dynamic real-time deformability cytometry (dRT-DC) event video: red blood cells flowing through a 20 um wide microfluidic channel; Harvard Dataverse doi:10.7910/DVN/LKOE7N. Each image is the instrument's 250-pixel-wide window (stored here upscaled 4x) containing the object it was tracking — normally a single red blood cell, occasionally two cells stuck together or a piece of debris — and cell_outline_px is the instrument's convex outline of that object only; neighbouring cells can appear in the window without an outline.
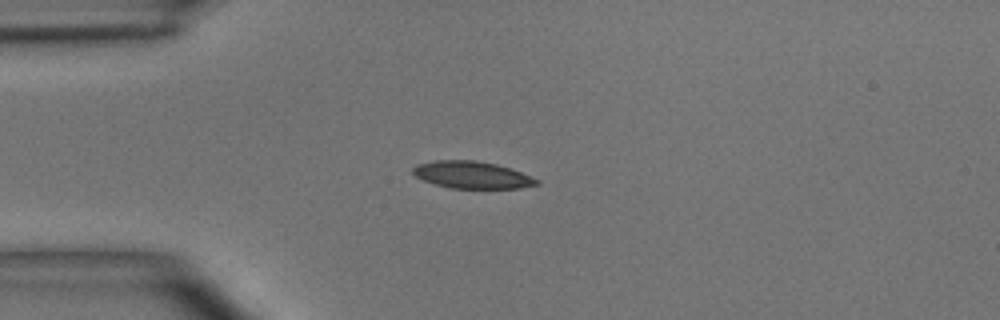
{"species": "common noctule bat (a hibernating species)", "species_latin": "Nyctalus noctula", "temperature_condition": "room temperature", "stored_images_in_passage": 2, "camera_frame_rate_fps": 3000, "um_per_image_px": 0.085, "animal": {"sex": "male", "body_mass_g": 15.6}, "frame": {"image": 1, "passage_image": 2, "time_ms": 2.0, "image_size_px": [1000, 320], "cell_outline_px": [[540, 184], [520, 188], [448, 188], [424, 180], [416, 176], [412, 172], [412, 168], [416, 164], [436, 160], [476, 160], [496, 164], [512, 168], [540, 180]], "centroid_in_image_um": [40.14, 14.86], "position_along_channel_um": 44.9, "area_um2": 19.65}}